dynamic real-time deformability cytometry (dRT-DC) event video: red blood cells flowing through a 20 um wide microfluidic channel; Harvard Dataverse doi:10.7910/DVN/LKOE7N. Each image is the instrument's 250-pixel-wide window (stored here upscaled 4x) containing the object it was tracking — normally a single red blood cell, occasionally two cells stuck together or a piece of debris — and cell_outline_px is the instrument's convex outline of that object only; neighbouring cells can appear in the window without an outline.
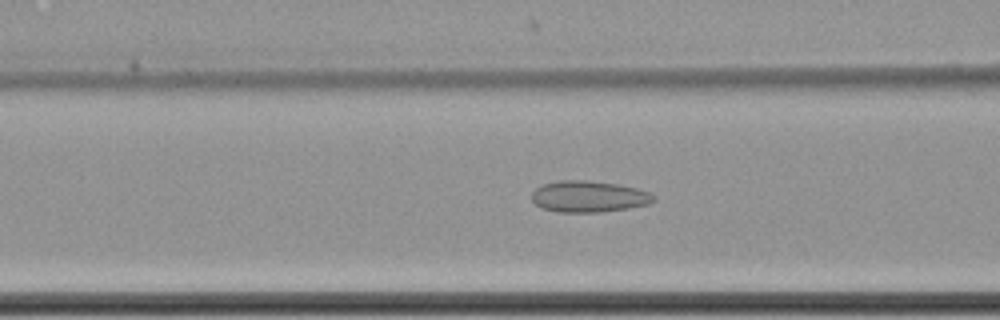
{"species": "common noctule bat (a hibernating species)", "species_latin": "Nyctalus noctula", "temperature_condition": "cold", "stored_images_in_passage": 56, "camera_frame_rate_fps": 3000, "um_per_image_px": 0.085, "animal": {"sex": "female", "body_mass_g": 22.7, "forearm_length_mm": 54.2}, "frame": {"image": 1, "passage_image": 26, "time_ms": 8.333, "image_size_px": [1000, 320], "cell_outline_px": [[656, 200], [648, 204], [628, 208], [600, 212], [556, 212], [540, 208], [532, 200], [532, 192], [536, 188], [544, 184], [560, 180], [584, 180], [620, 184], [636, 188], [648, 192], [656, 196]], "centroid_in_image_um": [50.04, 16.71], "position_along_channel_um": 116.6, "area_um2": 22.37}}
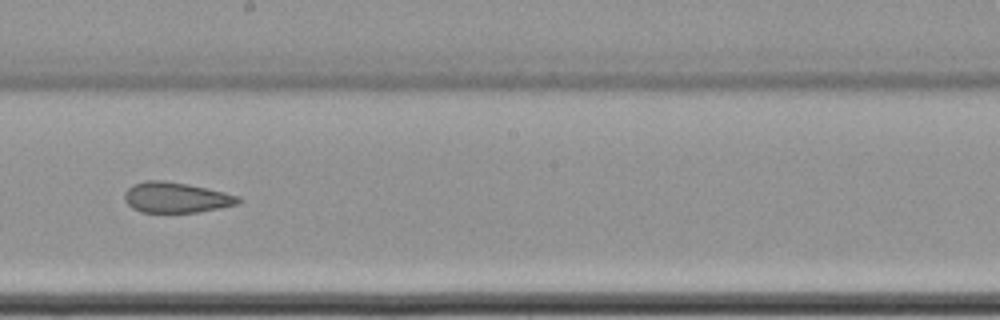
{"frame": {"image": 2, "passage_image": 36, "time_ms": 11.667, "image_size_px": [1000, 320], "cell_outline_px": [[244, 200], [240, 204], [196, 212], [140, 212], [132, 208], [124, 200], [124, 192], [132, 184], [144, 180], [164, 180], [188, 184], [224, 192], [240, 196]], "centroid_in_image_um": [14.96, 16.78], "position_along_channel_um": 233.2, "area_um2": 20.4}}
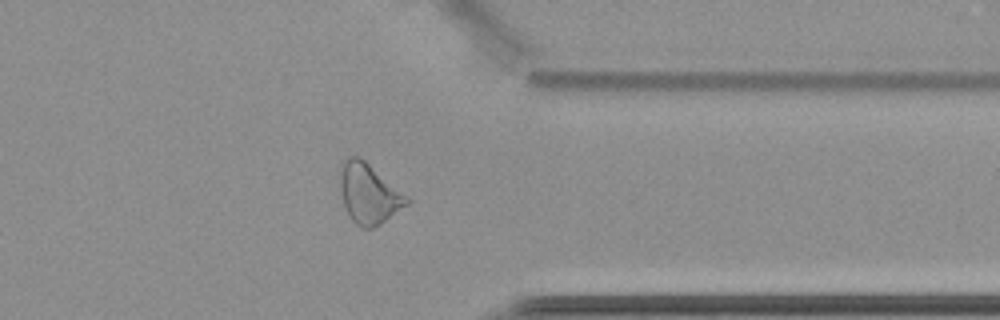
{"frame": {"image": 3, "passage_image": 49, "time_ms": 16.0, "image_size_px": [1000, 320], "cell_outline_px": [[412, 200], [408, 204], [380, 224], [372, 228], [360, 228], [352, 220], [344, 204], [340, 192], [340, 172], [344, 160], [348, 156], [356, 156], [364, 160], [408, 196]], "centroid_in_image_um": [31.35, 16.47], "position_along_channel_um": 380.0, "area_um2": 23.06}}